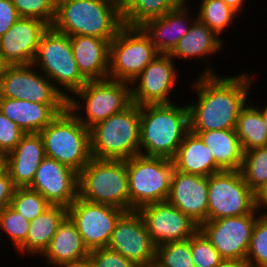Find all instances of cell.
<instances>
[{"label":"cell","mask_w":267,"mask_h":267,"mask_svg":"<svg viewBox=\"0 0 267 267\" xmlns=\"http://www.w3.org/2000/svg\"><path fill=\"white\" fill-rule=\"evenodd\" d=\"M192 88L196 102L188 105L191 132L235 129L240 110L247 104L254 81L250 74L222 77L209 64Z\"/></svg>","instance_id":"obj_1"},{"label":"cell","mask_w":267,"mask_h":267,"mask_svg":"<svg viewBox=\"0 0 267 267\" xmlns=\"http://www.w3.org/2000/svg\"><path fill=\"white\" fill-rule=\"evenodd\" d=\"M189 131L188 105L172 102L140 106L141 155L172 160Z\"/></svg>","instance_id":"obj_2"},{"label":"cell","mask_w":267,"mask_h":267,"mask_svg":"<svg viewBox=\"0 0 267 267\" xmlns=\"http://www.w3.org/2000/svg\"><path fill=\"white\" fill-rule=\"evenodd\" d=\"M123 26L117 0H64L56 5V31L68 36L85 35L111 41Z\"/></svg>","instance_id":"obj_3"},{"label":"cell","mask_w":267,"mask_h":267,"mask_svg":"<svg viewBox=\"0 0 267 267\" xmlns=\"http://www.w3.org/2000/svg\"><path fill=\"white\" fill-rule=\"evenodd\" d=\"M95 159L127 160L140 154V106L133 102L123 111L90 128Z\"/></svg>","instance_id":"obj_4"},{"label":"cell","mask_w":267,"mask_h":267,"mask_svg":"<svg viewBox=\"0 0 267 267\" xmlns=\"http://www.w3.org/2000/svg\"><path fill=\"white\" fill-rule=\"evenodd\" d=\"M39 134L44 142L45 155L78 173L92 159L90 129L68 108L58 114Z\"/></svg>","instance_id":"obj_5"},{"label":"cell","mask_w":267,"mask_h":267,"mask_svg":"<svg viewBox=\"0 0 267 267\" xmlns=\"http://www.w3.org/2000/svg\"><path fill=\"white\" fill-rule=\"evenodd\" d=\"M78 197L129 211L126 160L92 158L79 172Z\"/></svg>","instance_id":"obj_6"},{"label":"cell","mask_w":267,"mask_h":267,"mask_svg":"<svg viewBox=\"0 0 267 267\" xmlns=\"http://www.w3.org/2000/svg\"><path fill=\"white\" fill-rule=\"evenodd\" d=\"M32 64L39 68L67 99L88 82L75 61L70 36L52 27H48L42 34ZM58 85L63 86L67 92Z\"/></svg>","instance_id":"obj_7"},{"label":"cell","mask_w":267,"mask_h":267,"mask_svg":"<svg viewBox=\"0 0 267 267\" xmlns=\"http://www.w3.org/2000/svg\"><path fill=\"white\" fill-rule=\"evenodd\" d=\"M72 95L75 98L70 96L67 99V108L88 129L132 103L131 84L110 78L88 81ZM82 104L85 106L82 107ZM81 109L85 110V116L79 114Z\"/></svg>","instance_id":"obj_8"},{"label":"cell","mask_w":267,"mask_h":267,"mask_svg":"<svg viewBox=\"0 0 267 267\" xmlns=\"http://www.w3.org/2000/svg\"><path fill=\"white\" fill-rule=\"evenodd\" d=\"M129 184V211L167 200L174 172L173 160L135 155L126 160Z\"/></svg>","instance_id":"obj_9"},{"label":"cell","mask_w":267,"mask_h":267,"mask_svg":"<svg viewBox=\"0 0 267 267\" xmlns=\"http://www.w3.org/2000/svg\"><path fill=\"white\" fill-rule=\"evenodd\" d=\"M158 54L141 27L123 25L109 45L108 78L131 84Z\"/></svg>","instance_id":"obj_10"},{"label":"cell","mask_w":267,"mask_h":267,"mask_svg":"<svg viewBox=\"0 0 267 267\" xmlns=\"http://www.w3.org/2000/svg\"><path fill=\"white\" fill-rule=\"evenodd\" d=\"M256 208V194L240 170L220 171L208 177V220L243 216Z\"/></svg>","instance_id":"obj_11"},{"label":"cell","mask_w":267,"mask_h":267,"mask_svg":"<svg viewBox=\"0 0 267 267\" xmlns=\"http://www.w3.org/2000/svg\"><path fill=\"white\" fill-rule=\"evenodd\" d=\"M34 70L37 69L33 64L7 65L0 79V97L38 104H67V98L54 84L41 71Z\"/></svg>","instance_id":"obj_12"},{"label":"cell","mask_w":267,"mask_h":267,"mask_svg":"<svg viewBox=\"0 0 267 267\" xmlns=\"http://www.w3.org/2000/svg\"><path fill=\"white\" fill-rule=\"evenodd\" d=\"M257 211L256 208L243 216L207 220L199 226V230L224 259L245 260L254 225L263 214Z\"/></svg>","instance_id":"obj_13"},{"label":"cell","mask_w":267,"mask_h":267,"mask_svg":"<svg viewBox=\"0 0 267 267\" xmlns=\"http://www.w3.org/2000/svg\"><path fill=\"white\" fill-rule=\"evenodd\" d=\"M108 248L120 253L137 267H153L156 245L137 210L125 211L116 221Z\"/></svg>","instance_id":"obj_14"},{"label":"cell","mask_w":267,"mask_h":267,"mask_svg":"<svg viewBox=\"0 0 267 267\" xmlns=\"http://www.w3.org/2000/svg\"><path fill=\"white\" fill-rule=\"evenodd\" d=\"M124 212L80 197L67 208V215L75 223L89 251L108 246L116 221Z\"/></svg>","instance_id":"obj_15"},{"label":"cell","mask_w":267,"mask_h":267,"mask_svg":"<svg viewBox=\"0 0 267 267\" xmlns=\"http://www.w3.org/2000/svg\"><path fill=\"white\" fill-rule=\"evenodd\" d=\"M173 60L169 54H158L132 81L131 97L134 104L172 103L170 93L179 78Z\"/></svg>","instance_id":"obj_16"},{"label":"cell","mask_w":267,"mask_h":267,"mask_svg":"<svg viewBox=\"0 0 267 267\" xmlns=\"http://www.w3.org/2000/svg\"><path fill=\"white\" fill-rule=\"evenodd\" d=\"M156 247L189 239L199 226L167 201L150 203L137 210Z\"/></svg>","instance_id":"obj_17"},{"label":"cell","mask_w":267,"mask_h":267,"mask_svg":"<svg viewBox=\"0 0 267 267\" xmlns=\"http://www.w3.org/2000/svg\"><path fill=\"white\" fill-rule=\"evenodd\" d=\"M79 173L45 157L28 188L39 192L51 205L69 207L78 198Z\"/></svg>","instance_id":"obj_18"},{"label":"cell","mask_w":267,"mask_h":267,"mask_svg":"<svg viewBox=\"0 0 267 267\" xmlns=\"http://www.w3.org/2000/svg\"><path fill=\"white\" fill-rule=\"evenodd\" d=\"M48 25L35 18L20 17L0 37V55L7 65L33 63L42 34Z\"/></svg>","instance_id":"obj_19"},{"label":"cell","mask_w":267,"mask_h":267,"mask_svg":"<svg viewBox=\"0 0 267 267\" xmlns=\"http://www.w3.org/2000/svg\"><path fill=\"white\" fill-rule=\"evenodd\" d=\"M166 201L200 226L208 220V177L183 173L174 168Z\"/></svg>","instance_id":"obj_20"},{"label":"cell","mask_w":267,"mask_h":267,"mask_svg":"<svg viewBox=\"0 0 267 267\" xmlns=\"http://www.w3.org/2000/svg\"><path fill=\"white\" fill-rule=\"evenodd\" d=\"M45 157L42 136L39 133H27L2 159V166L9 172L15 187H28Z\"/></svg>","instance_id":"obj_21"},{"label":"cell","mask_w":267,"mask_h":267,"mask_svg":"<svg viewBox=\"0 0 267 267\" xmlns=\"http://www.w3.org/2000/svg\"><path fill=\"white\" fill-rule=\"evenodd\" d=\"M186 4V2H180L170 12L161 17L150 19L140 26L150 37L159 53L169 54L178 41L187 34L190 26L197 18V16L192 15ZM192 16L194 18H190Z\"/></svg>","instance_id":"obj_22"},{"label":"cell","mask_w":267,"mask_h":267,"mask_svg":"<svg viewBox=\"0 0 267 267\" xmlns=\"http://www.w3.org/2000/svg\"><path fill=\"white\" fill-rule=\"evenodd\" d=\"M66 108L67 104H38L0 97V111L17 124L24 134L39 133Z\"/></svg>","instance_id":"obj_23"},{"label":"cell","mask_w":267,"mask_h":267,"mask_svg":"<svg viewBox=\"0 0 267 267\" xmlns=\"http://www.w3.org/2000/svg\"><path fill=\"white\" fill-rule=\"evenodd\" d=\"M89 253L75 223L67 215L58 226L42 257H45L50 266L67 267L88 259Z\"/></svg>","instance_id":"obj_24"},{"label":"cell","mask_w":267,"mask_h":267,"mask_svg":"<svg viewBox=\"0 0 267 267\" xmlns=\"http://www.w3.org/2000/svg\"><path fill=\"white\" fill-rule=\"evenodd\" d=\"M70 42L78 68L88 81L108 78L111 41L76 35L70 36Z\"/></svg>","instance_id":"obj_25"},{"label":"cell","mask_w":267,"mask_h":267,"mask_svg":"<svg viewBox=\"0 0 267 267\" xmlns=\"http://www.w3.org/2000/svg\"><path fill=\"white\" fill-rule=\"evenodd\" d=\"M172 160L176 170L187 174L209 177L223 171L214 161L208 146L191 131L185 135Z\"/></svg>","instance_id":"obj_26"},{"label":"cell","mask_w":267,"mask_h":267,"mask_svg":"<svg viewBox=\"0 0 267 267\" xmlns=\"http://www.w3.org/2000/svg\"><path fill=\"white\" fill-rule=\"evenodd\" d=\"M223 44L221 37L196 18L187 34L178 41L169 55L173 59L174 57L182 60L192 57L205 59L207 55L220 52Z\"/></svg>","instance_id":"obj_27"},{"label":"cell","mask_w":267,"mask_h":267,"mask_svg":"<svg viewBox=\"0 0 267 267\" xmlns=\"http://www.w3.org/2000/svg\"><path fill=\"white\" fill-rule=\"evenodd\" d=\"M67 216V207L51 205L42 214L33 219L26 241L17 249L30 256H41L48 248L58 226Z\"/></svg>","instance_id":"obj_28"},{"label":"cell","mask_w":267,"mask_h":267,"mask_svg":"<svg viewBox=\"0 0 267 267\" xmlns=\"http://www.w3.org/2000/svg\"><path fill=\"white\" fill-rule=\"evenodd\" d=\"M193 133L208 146L214 161L223 171L241 169L244 152L235 129Z\"/></svg>","instance_id":"obj_29"},{"label":"cell","mask_w":267,"mask_h":267,"mask_svg":"<svg viewBox=\"0 0 267 267\" xmlns=\"http://www.w3.org/2000/svg\"><path fill=\"white\" fill-rule=\"evenodd\" d=\"M235 131L243 152L267 146V127L257 105L251 106L247 102L240 110Z\"/></svg>","instance_id":"obj_30"},{"label":"cell","mask_w":267,"mask_h":267,"mask_svg":"<svg viewBox=\"0 0 267 267\" xmlns=\"http://www.w3.org/2000/svg\"><path fill=\"white\" fill-rule=\"evenodd\" d=\"M179 3V0H121L119 5L122 24L140 27L146 21L170 12Z\"/></svg>","instance_id":"obj_31"},{"label":"cell","mask_w":267,"mask_h":267,"mask_svg":"<svg viewBox=\"0 0 267 267\" xmlns=\"http://www.w3.org/2000/svg\"><path fill=\"white\" fill-rule=\"evenodd\" d=\"M240 171L247 186L257 195L267 184V146L245 151Z\"/></svg>","instance_id":"obj_32"},{"label":"cell","mask_w":267,"mask_h":267,"mask_svg":"<svg viewBox=\"0 0 267 267\" xmlns=\"http://www.w3.org/2000/svg\"><path fill=\"white\" fill-rule=\"evenodd\" d=\"M199 6L197 18L219 37L238 16V13L222 0H202Z\"/></svg>","instance_id":"obj_33"},{"label":"cell","mask_w":267,"mask_h":267,"mask_svg":"<svg viewBox=\"0 0 267 267\" xmlns=\"http://www.w3.org/2000/svg\"><path fill=\"white\" fill-rule=\"evenodd\" d=\"M153 267H195L190 238L156 247V259Z\"/></svg>","instance_id":"obj_34"},{"label":"cell","mask_w":267,"mask_h":267,"mask_svg":"<svg viewBox=\"0 0 267 267\" xmlns=\"http://www.w3.org/2000/svg\"><path fill=\"white\" fill-rule=\"evenodd\" d=\"M50 206L51 204L39 192L28 187H16L10 202V207L29 221Z\"/></svg>","instance_id":"obj_35"},{"label":"cell","mask_w":267,"mask_h":267,"mask_svg":"<svg viewBox=\"0 0 267 267\" xmlns=\"http://www.w3.org/2000/svg\"><path fill=\"white\" fill-rule=\"evenodd\" d=\"M245 261L250 267H267V214L256 220Z\"/></svg>","instance_id":"obj_36"},{"label":"cell","mask_w":267,"mask_h":267,"mask_svg":"<svg viewBox=\"0 0 267 267\" xmlns=\"http://www.w3.org/2000/svg\"><path fill=\"white\" fill-rule=\"evenodd\" d=\"M30 224L31 221L10 206L0 210V229L11 239L16 250L26 241Z\"/></svg>","instance_id":"obj_37"},{"label":"cell","mask_w":267,"mask_h":267,"mask_svg":"<svg viewBox=\"0 0 267 267\" xmlns=\"http://www.w3.org/2000/svg\"><path fill=\"white\" fill-rule=\"evenodd\" d=\"M190 248L195 267H216L224 260L199 229L190 237Z\"/></svg>","instance_id":"obj_38"},{"label":"cell","mask_w":267,"mask_h":267,"mask_svg":"<svg viewBox=\"0 0 267 267\" xmlns=\"http://www.w3.org/2000/svg\"><path fill=\"white\" fill-rule=\"evenodd\" d=\"M20 17L35 18L51 27L56 5L52 0H11Z\"/></svg>","instance_id":"obj_39"},{"label":"cell","mask_w":267,"mask_h":267,"mask_svg":"<svg viewBox=\"0 0 267 267\" xmlns=\"http://www.w3.org/2000/svg\"><path fill=\"white\" fill-rule=\"evenodd\" d=\"M23 135L19 126L0 111V157L2 159L16 147Z\"/></svg>","instance_id":"obj_40"},{"label":"cell","mask_w":267,"mask_h":267,"mask_svg":"<svg viewBox=\"0 0 267 267\" xmlns=\"http://www.w3.org/2000/svg\"><path fill=\"white\" fill-rule=\"evenodd\" d=\"M89 259L95 267H137L126 257L108 247L90 251Z\"/></svg>","instance_id":"obj_41"},{"label":"cell","mask_w":267,"mask_h":267,"mask_svg":"<svg viewBox=\"0 0 267 267\" xmlns=\"http://www.w3.org/2000/svg\"><path fill=\"white\" fill-rule=\"evenodd\" d=\"M20 18L11 0H0V37Z\"/></svg>","instance_id":"obj_42"},{"label":"cell","mask_w":267,"mask_h":267,"mask_svg":"<svg viewBox=\"0 0 267 267\" xmlns=\"http://www.w3.org/2000/svg\"><path fill=\"white\" fill-rule=\"evenodd\" d=\"M15 188L9 172L2 166L0 168V210L10 206Z\"/></svg>","instance_id":"obj_43"},{"label":"cell","mask_w":267,"mask_h":267,"mask_svg":"<svg viewBox=\"0 0 267 267\" xmlns=\"http://www.w3.org/2000/svg\"><path fill=\"white\" fill-rule=\"evenodd\" d=\"M256 204L257 209L260 211L265 208L263 214H267V184L263 187V189L256 195Z\"/></svg>","instance_id":"obj_44"},{"label":"cell","mask_w":267,"mask_h":267,"mask_svg":"<svg viewBox=\"0 0 267 267\" xmlns=\"http://www.w3.org/2000/svg\"><path fill=\"white\" fill-rule=\"evenodd\" d=\"M216 267H250V266L245 260L224 259Z\"/></svg>","instance_id":"obj_45"},{"label":"cell","mask_w":267,"mask_h":267,"mask_svg":"<svg viewBox=\"0 0 267 267\" xmlns=\"http://www.w3.org/2000/svg\"><path fill=\"white\" fill-rule=\"evenodd\" d=\"M226 5L230 6L238 14L242 11L245 0H222Z\"/></svg>","instance_id":"obj_46"},{"label":"cell","mask_w":267,"mask_h":267,"mask_svg":"<svg viewBox=\"0 0 267 267\" xmlns=\"http://www.w3.org/2000/svg\"><path fill=\"white\" fill-rule=\"evenodd\" d=\"M67 267H95V265L92 263V261L88 258L84 261L77 262L75 264L69 265Z\"/></svg>","instance_id":"obj_47"},{"label":"cell","mask_w":267,"mask_h":267,"mask_svg":"<svg viewBox=\"0 0 267 267\" xmlns=\"http://www.w3.org/2000/svg\"><path fill=\"white\" fill-rule=\"evenodd\" d=\"M6 66H7V64L3 61V59L0 55V79L3 76V73H4Z\"/></svg>","instance_id":"obj_48"},{"label":"cell","mask_w":267,"mask_h":267,"mask_svg":"<svg viewBox=\"0 0 267 267\" xmlns=\"http://www.w3.org/2000/svg\"><path fill=\"white\" fill-rule=\"evenodd\" d=\"M261 111H262V116H263V119H264V122H265V125L267 127V105L265 108H260Z\"/></svg>","instance_id":"obj_49"},{"label":"cell","mask_w":267,"mask_h":267,"mask_svg":"<svg viewBox=\"0 0 267 267\" xmlns=\"http://www.w3.org/2000/svg\"><path fill=\"white\" fill-rule=\"evenodd\" d=\"M52 1L55 3V5H57L58 3H60V2H62L64 0H52Z\"/></svg>","instance_id":"obj_50"},{"label":"cell","mask_w":267,"mask_h":267,"mask_svg":"<svg viewBox=\"0 0 267 267\" xmlns=\"http://www.w3.org/2000/svg\"><path fill=\"white\" fill-rule=\"evenodd\" d=\"M2 167V158L0 157V168Z\"/></svg>","instance_id":"obj_51"},{"label":"cell","mask_w":267,"mask_h":267,"mask_svg":"<svg viewBox=\"0 0 267 267\" xmlns=\"http://www.w3.org/2000/svg\"><path fill=\"white\" fill-rule=\"evenodd\" d=\"M179 1L180 2H186L187 3L189 0H179Z\"/></svg>","instance_id":"obj_52"}]
</instances>
